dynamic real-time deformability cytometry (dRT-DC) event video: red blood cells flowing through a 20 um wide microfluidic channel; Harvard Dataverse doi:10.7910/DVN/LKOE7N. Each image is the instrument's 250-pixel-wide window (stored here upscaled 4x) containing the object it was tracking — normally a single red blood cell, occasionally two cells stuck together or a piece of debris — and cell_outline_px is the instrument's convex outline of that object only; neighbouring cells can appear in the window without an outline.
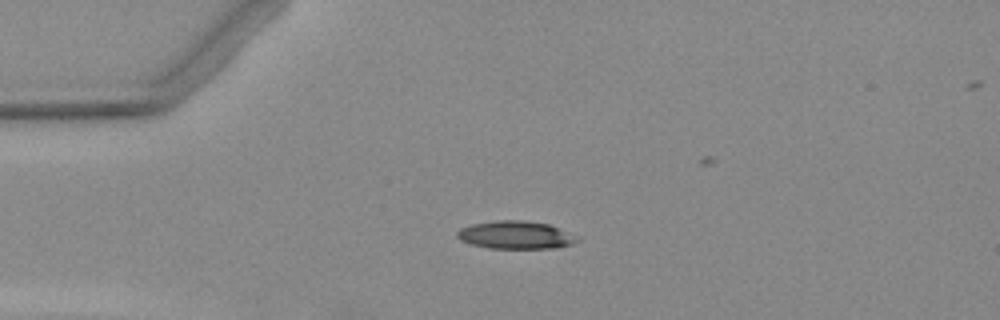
{"species": "Egyptian fruit bat (a non-hibernating species)", "species_latin": "Rousettus aegyptiacus", "temperature_condition": "warm", "stored_images_in_passage": 7, "camera_frame_rate_fps": 3000, "um_per_image_px": 0.085, "animal": {"sex": "female"}, "frame": {"image": 1, "passage_image": 3, "time_ms": 2.333, "image_size_px": [1000, 320], "cell_outline_px": [[580, 240], [572, 244], [556, 248], [488, 248], [472, 244], [460, 240], [456, 236], [456, 232], [460, 228], [472, 224], [496, 220], [520, 220], [548, 224], [580, 236]], "centroid_in_image_um": [43.85, 19.97], "position_along_channel_um": 41.2, "area_um2": 19.59}}
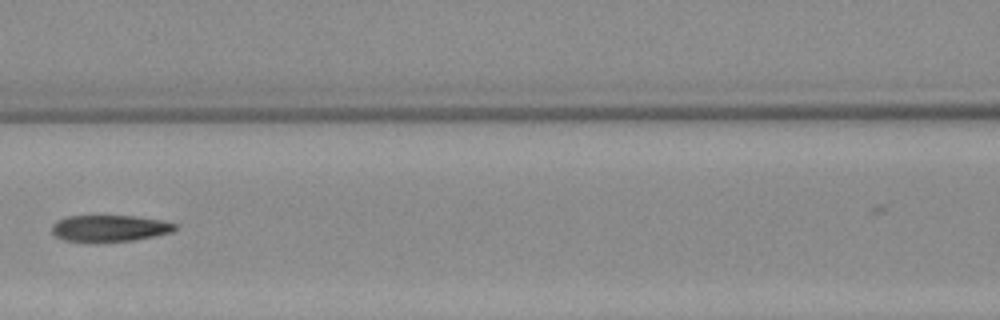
{"frame": {"image": 2, "passage_image": 6, "time_ms": 6.0, "image_size_px": [1000, 320], "cell_outline_px": [[176, 228], [172, 232], [132, 240], [64, 240], [56, 236], [52, 232], [52, 224], [56, 220], [68, 216], [132, 216], [164, 220], [176, 224]], "centroid_in_image_um": [9.32, 19.37], "position_along_channel_um": 157.3, "area_um2": 18.44}}
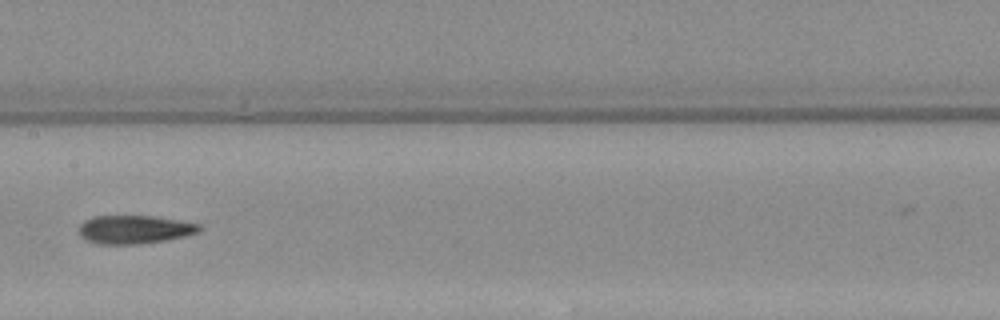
{"frame": {"image": 3, "passage_image": 7, "time_ms": 7.0, "image_size_px": [1000, 320], "cell_outline_px": [[200, 228], [196, 232], [184, 236], [164, 240], [140, 244], [100, 244], [88, 240], [80, 236], [80, 224], [84, 220], [92, 216], [152, 216], [200, 224]], "centroid_in_image_um": [11.38, 19.5], "position_along_channel_um": 196.0, "area_um2": 19.59}}